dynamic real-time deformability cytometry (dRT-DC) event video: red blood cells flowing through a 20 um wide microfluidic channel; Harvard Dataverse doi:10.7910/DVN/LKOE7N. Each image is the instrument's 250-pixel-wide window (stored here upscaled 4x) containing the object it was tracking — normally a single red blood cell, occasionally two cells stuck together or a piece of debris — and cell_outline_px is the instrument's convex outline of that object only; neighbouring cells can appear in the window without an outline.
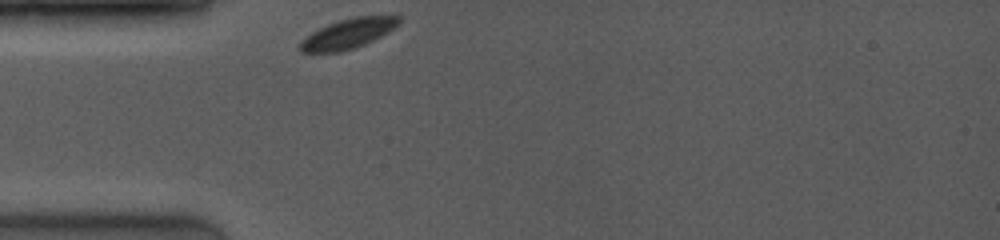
{"species": "common noctule bat (a hibernating species)", "species_latin": "Nyctalus noctula", "temperature_condition": "room temperature", "stored_images_in_passage": 32, "camera_frame_rate_fps": 4000, "um_per_image_px": 0.085, "animal": {"sex": "female", "body_mass_g": 19.0, "forearm_length_mm": 53.3}, "frame": {"image": 1, "passage_image": 1, "time_ms": 0.0, "image_size_px": [1000, 240], "cell_outline_px": [[400, 20], [388, 32], [364, 44], [340, 52], [300, 52], [300, 44], [312, 32], [328, 24], [340, 20], [356, 16], [400, 16]], "centroid_in_image_um": [29.58, 2.86], "position_along_channel_um": 55.4, "area_um2": 16.59}}
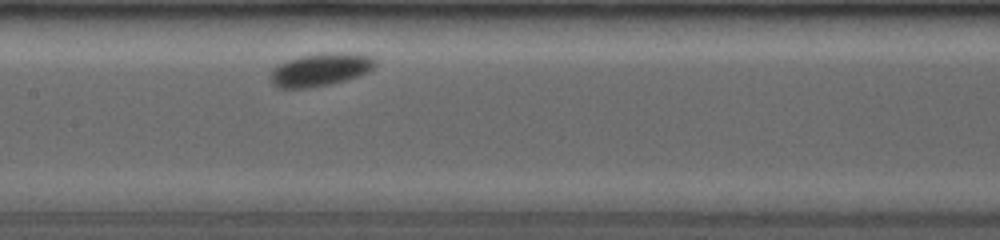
{"frame": {"image": 2, "passage_image": 12, "time_ms": 3.5, "image_size_px": [1000, 240], "cell_outline_px": [[376, 64], [368, 72], [360, 76], [328, 84], [308, 88], [276, 88], [272, 84], [268, 76], [272, 68], [288, 60], [300, 56], [328, 52], [352, 52], [372, 56], [376, 60]], "centroid_in_image_um": [27.23, 5.91], "position_along_channel_um": 180.2, "area_um2": 20.35}}
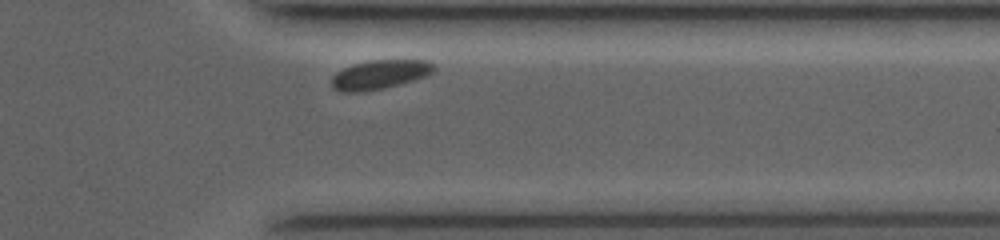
{"frame": {"image": 3, "passage_image": 29, "time_ms": 8.75, "image_size_px": [1000, 240], "cell_outline_px": [[436, 68], [432, 72], [424, 76], [400, 84], [384, 88], [364, 92], [340, 92], [332, 88], [332, 76], [336, 72], [352, 64], [368, 60], [428, 60], [436, 64]], "centroid_in_image_um": [32.26, 6.33], "position_along_channel_um": 379.1, "area_um2": 17.51}, "authors_computed_cell_mechanics": {"area_um2": 18.3515, "velocity_mm_per_s": 3.7444, "shape_relaxation_time_tau1_ms": 2.1102, "shape_relaxation_time_tau2_ms": null, "deformation_change_tau1": 0.0459, "deformation_change_tau2": null}}